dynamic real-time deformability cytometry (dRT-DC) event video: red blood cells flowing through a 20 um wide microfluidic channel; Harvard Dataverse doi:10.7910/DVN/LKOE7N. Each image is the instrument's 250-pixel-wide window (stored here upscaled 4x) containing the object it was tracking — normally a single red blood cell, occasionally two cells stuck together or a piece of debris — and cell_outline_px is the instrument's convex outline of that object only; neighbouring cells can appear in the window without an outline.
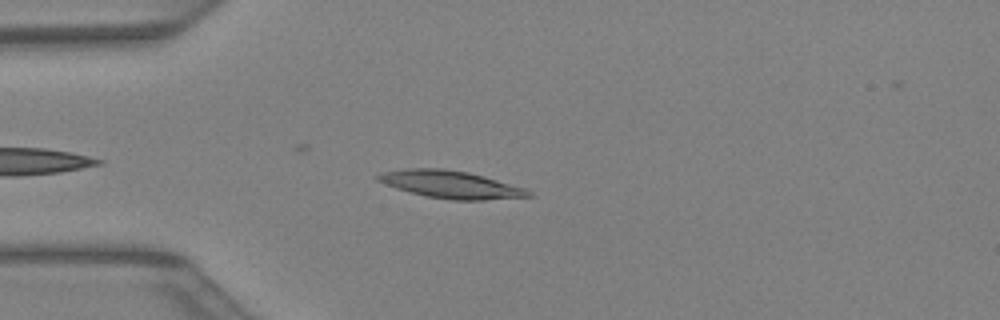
{"species": "Egyptian fruit bat (a non-hibernating species)", "species_latin": "Rousettus aegyptiacus", "temperature_condition": "warm", "stored_images_in_passage": 34, "camera_frame_rate_fps": 3000, "um_per_image_px": 0.085, "animal": {"sex": "female"}, "frame": {"image": 1, "passage_image": 4, "time_ms": 1.0, "image_size_px": [1000, 320], "cell_outline_px": [[532, 196], [484, 200], [452, 200], [424, 196], [396, 188], [376, 180], [372, 176], [380, 172], [404, 168], [444, 168], [468, 172], [484, 176], [524, 188], [532, 192]], "centroid_in_image_um": [38.24, 15.67], "position_along_channel_um": 46.8, "area_um2": 24.28}}
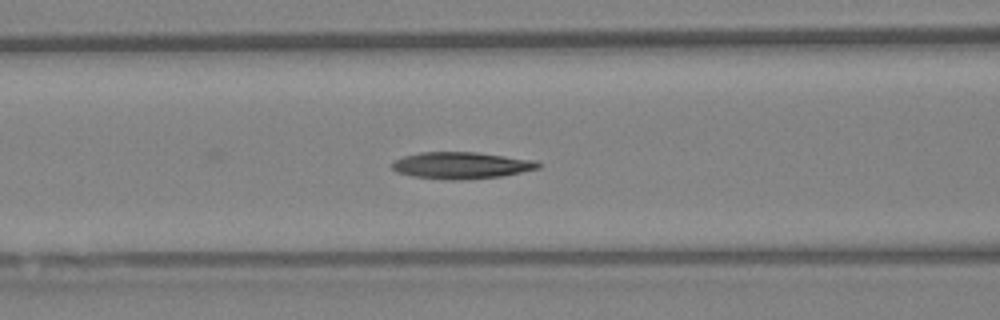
{"frame": {"image": 2, "passage_image": 10, "time_ms": 3.0, "image_size_px": [1000, 320], "cell_outline_px": [[540, 168], [500, 176], [464, 180], [444, 180], [412, 176], [396, 172], [392, 168], [392, 164], [396, 160], [404, 156], [420, 152], [476, 152], [536, 160], [540, 164]], "centroid_in_image_um": [39.2, 14.06], "position_along_channel_um": 127.4, "area_um2": 22.77}}
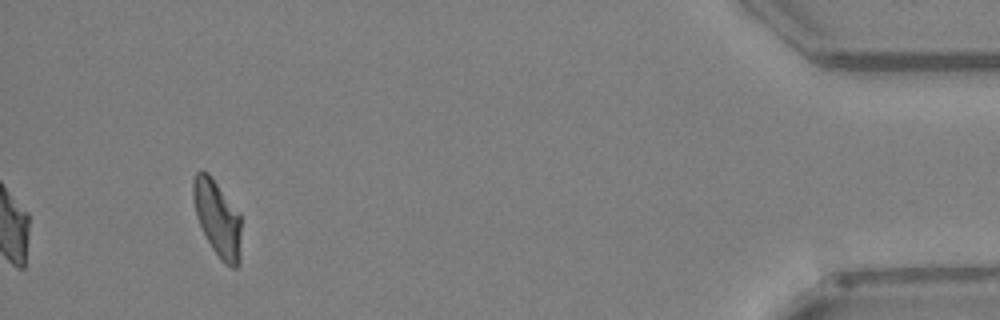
{"frame": {"image": 3, "passage_image": 32, "time_ms": 10.333, "image_size_px": [1000, 320], "cell_outline_px": [[240, 264], [236, 268], [232, 268], [224, 264], [220, 260], [212, 248], [196, 216], [192, 196], [192, 180], [196, 172], [200, 168], [208, 172], [240, 212]], "centroid_in_image_um": [18.48, 18.54], "position_along_channel_um": 416.7, "area_um2": 21.62}}